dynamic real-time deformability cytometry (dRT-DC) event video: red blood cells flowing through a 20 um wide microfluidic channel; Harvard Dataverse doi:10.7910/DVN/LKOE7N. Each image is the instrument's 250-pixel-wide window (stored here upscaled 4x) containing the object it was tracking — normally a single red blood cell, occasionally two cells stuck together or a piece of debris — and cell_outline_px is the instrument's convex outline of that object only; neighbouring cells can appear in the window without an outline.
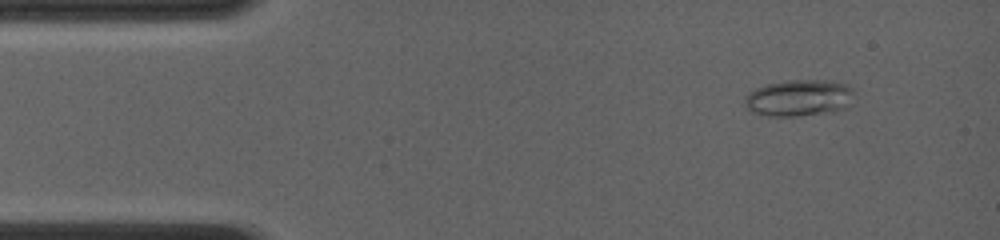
{"species": "common noctule bat (a hibernating species)", "species_latin": "Nyctalus noctula", "temperature_condition": "room temperature", "stored_images_in_passage": 60, "camera_frame_rate_fps": 4000, "um_per_image_px": 0.085, "animal": {"sex": "female", "body_mass_g": 19.0, "forearm_length_mm": 56.7}, "frame": {"image": 1, "passage_image": 6, "time_ms": 1.25, "image_size_px": [1000, 240], "cell_outline_px": [[852, 92], [848, 108], [836, 112], [796, 116], [768, 116], [752, 112], [744, 104], [744, 96], [748, 92], [756, 88], [768, 84], [784, 80], [824, 80], [848, 84], [852, 88]], "centroid_in_image_um": [67.9, 8.33], "position_along_channel_um": 17.1, "area_um2": 23.58}}
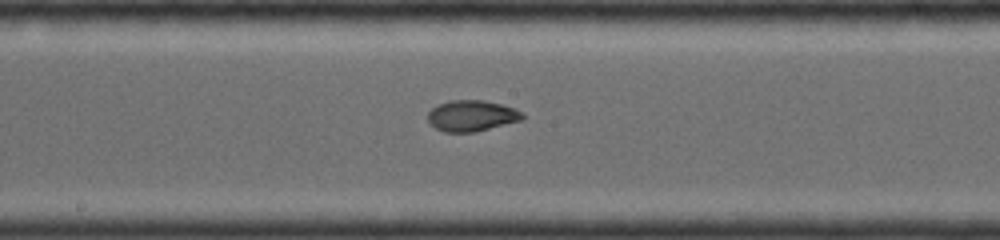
{"frame": {"image": 2, "passage_image": 32, "time_ms": 7.75, "image_size_px": [1000, 240], "cell_outline_px": [[524, 120], [476, 132], [444, 132], [428, 124], [428, 112], [432, 108], [440, 104], [452, 100], [484, 100], [516, 108], [524, 112]], "centroid_in_image_um": [40.13, 9.85], "position_along_channel_um": 208.1, "area_um2": 17.34}}
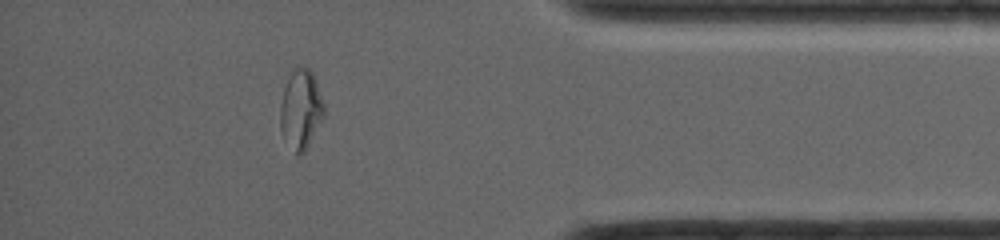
{"frame": {"image": 3, "passage_image": 53, "time_ms": 13.0, "image_size_px": [1000, 240], "cell_outline_px": [[324, 116], [304, 152], [296, 156], [280, 128], [280, 104], [284, 88], [292, 68], [304, 64], [312, 72], [316, 80], [324, 104]], "centroid_in_image_um": [25.57, 9.23], "position_along_channel_um": 409.6, "area_um2": 20.23}, "authors_computed_cell_mechanics": {"area_um2": 18.6694, "velocity_mm_per_s": 4.1687, "shape_relaxation_time_tau1_ms": 5.3355, "shape_relaxation_time_tau2_ms": 1.1288, "deformation_change_tau1": 0.1991, "deformation_change_tau2": 0.0536}}